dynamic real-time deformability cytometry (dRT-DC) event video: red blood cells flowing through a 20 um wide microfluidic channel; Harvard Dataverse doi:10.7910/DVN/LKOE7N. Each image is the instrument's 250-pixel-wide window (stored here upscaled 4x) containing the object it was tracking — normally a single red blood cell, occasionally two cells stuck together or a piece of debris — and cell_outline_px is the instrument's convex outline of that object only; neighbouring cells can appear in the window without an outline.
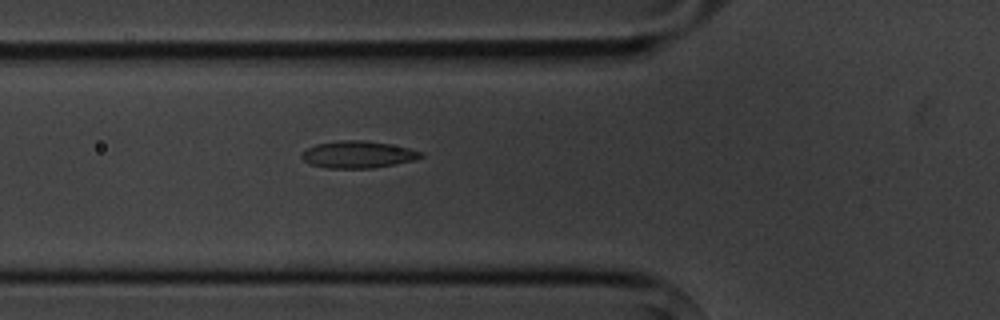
{"species": "common noctule bat (a hibernating species)", "species_latin": "Nyctalus noctula", "temperature_condition": "cold", "stored_images_in_passage": 5, "camera_frame_rate_fps": 3000, "um_per_image_px": 0.085, "animal": {"sex": "male", "body_mass_g": 20.1, "forearm_length_mm": 53.5}, "frame": {"image": 1, "passage_image": 5, "time_ms": 4.667, "image_size_px": [1000, 320], "cell_outline_px": [[424, 156], [416, 160], [372, 168], [324, 168], [308, 164], [300, 156], [308, 148], [316, 144], [340, 140], [364, 140], [388, 144], [408, 148], [424, 152]], "centroid_in_image_um": [30.43, 13.14], "position_along_channel_um": 95.4, "area_um2": 18.79}}